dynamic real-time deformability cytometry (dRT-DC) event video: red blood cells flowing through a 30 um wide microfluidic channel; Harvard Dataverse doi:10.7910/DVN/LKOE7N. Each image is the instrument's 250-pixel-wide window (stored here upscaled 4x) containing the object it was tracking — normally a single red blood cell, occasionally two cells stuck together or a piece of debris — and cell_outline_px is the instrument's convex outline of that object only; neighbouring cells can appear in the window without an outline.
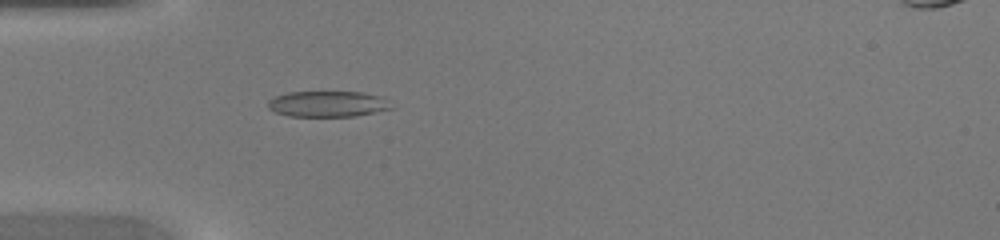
{"species": "common noctule bat (a hibernating species)", "species_latin": "Nyctalus noctula", "temperature_condition": "warm", "stored_images_in_passage": 45, "camera_frame_rate_fps": 3000, "um_per_image_px": 0.085, "animal": {"sex": "female", "body_mass_g": 20.0, "forearm_length_mm": 54.0}, "frame": {"image": 1, "passage_image": 14, "time_ms": 4.333, "image_size_px": [1000, 240], "cell_outline_px": [[392, 108], [356, 116], [288, 116], [276, 112], [268, 108], [268, 100], [276, 96], [288, 92], [364, 92], [384, 96]], "centroid_in_image_um": [27.86, 8.83], "position_along_channel_um": 57.1, "area_um2": 18.55}}
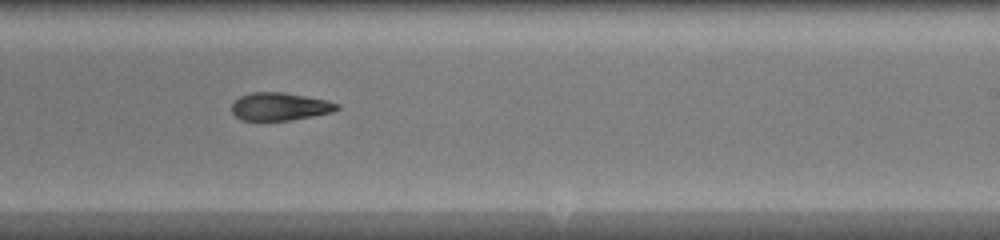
{"frame": {"image": 2, "passage_image": 28, "time_ms": 9.0, "image_size_px": [1000, 240], "cell_outline_px": [[340, 108], [332, 112], [312, 116], [288, 120], [240, 120], [232, 112], [232, 104], [240, 96], [252, 92], [284, 92], [324, 100], [340, 104]], "centroid_in_image_um": [23.77, 9.05], "position_along_channel_um": 265.2, "area_um2": 16.88}}
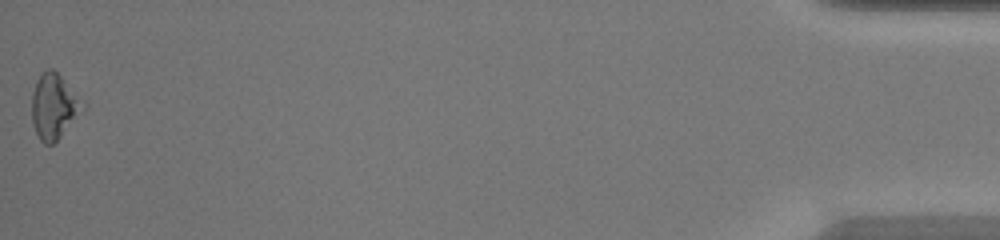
{"frame": {"image": 3, "passage_image": 45, "time_ms": 14.667, "image_size_px": [1000, 240], "cell_outline_px": [[88, 104], [60, 136], [52, 144], [44, 144], [40, 140], [36, 132], [32, 120], [32, 92], [36, 80], [44, 68], [52, 68]], "centroid_in_image_um": [4.59, 9.0], "position_along_channel_um": 430.6, "area_um2": 19.31}}